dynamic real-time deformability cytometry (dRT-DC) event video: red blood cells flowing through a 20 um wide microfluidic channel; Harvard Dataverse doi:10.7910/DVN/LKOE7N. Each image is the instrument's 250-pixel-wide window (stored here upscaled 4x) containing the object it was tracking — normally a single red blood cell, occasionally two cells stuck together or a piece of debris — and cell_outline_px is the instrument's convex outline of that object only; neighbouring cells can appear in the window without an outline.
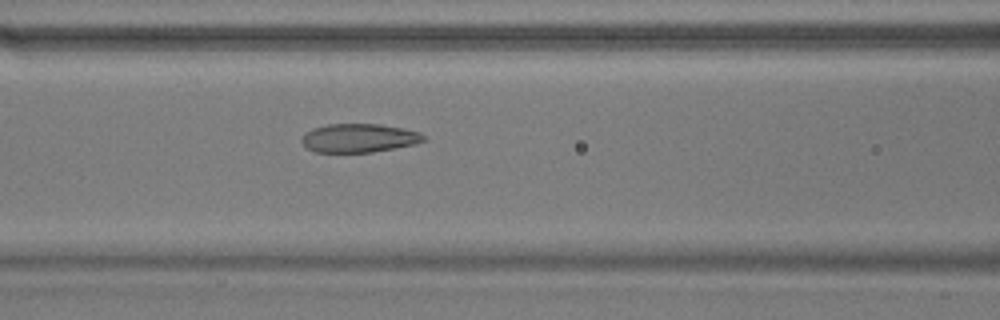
{"species": "common noctule bat (a hibernating species)", "species_latin": "Nyctalus noctula", "temperature_condition": "warm", "stored_images_in_passage": 41, "camera_frame_rate_fps": 3000, "um_per_image_px": 0.085, "animal": {"sex": "male", "body_mass_g": 17.9}, "frame": {"image": 1, "passage_image": 9, "time_ms": 2.667, "image_size_px": [1000, 320], "cell_outline_px": [[424, 140], [416, 144], [372, 152], [316, 152], [308, 148], [300, 140], [304, 132], [312, 128], [328, 124], [380, 124], [404, 128], [420, 132], [424, 136]], "centroid_in_image_um": [30.5, 11.72], "position_along_channel_um": 136.1, "area_um2": 20.4}}
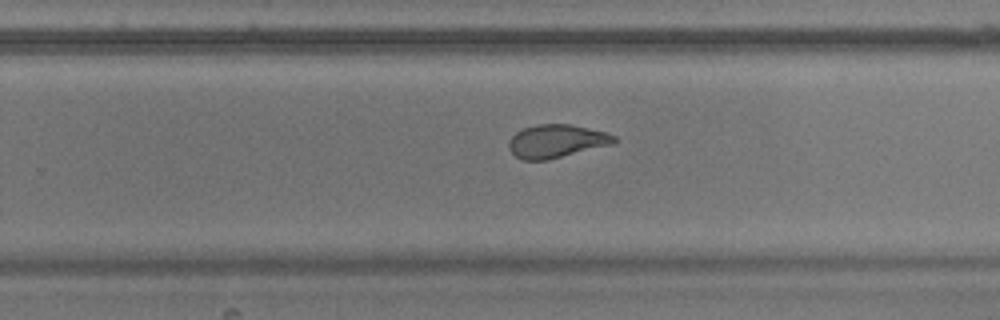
{"frame": {"image": 2, "passage_image": 21, "time_ms": 6.667, "image_size_px": [1000, 320], "cell_outline_px": [[616, 140], [612, 144], [548, 160], [520, 160], [508, 148], [508, 144], [512, 136], [516, 132], [524, 128], [536, 124], [572, 124], [608, 132], [616, 136]], "centroid_in_image_um": [47.3, 11.99], "position_along_channel_um": 282.5, "area_um2": 20.46}}
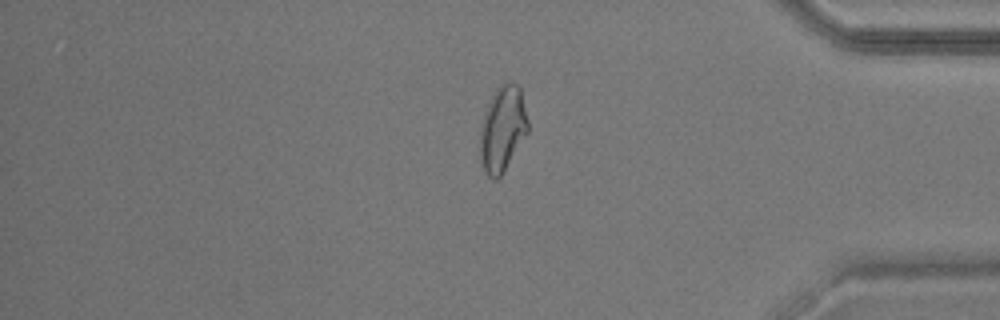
{"frame": {"image": 3, "passage_image": 32, "time_ms": 10.333, "image_size_px": [1000, 320], "cell_outline_px": [[528, 132], [504, 172], [496, 180], [492, 180], [484, 172], [480, 160], [480, 128], [488, 104], [496, 88], [500, 84], [516, 84], [520, 88], [528, 120]], "centroid_in_image_um": [42.71, 11.01], "position_along_channel_um": 392.5, "area_um2": 23.76}, "authors_computed_cell_mechanics": {"area_um2": 21.4438, "velocity_mm_per_s": 3.6743, "shape_relaxation_time_tau1_ms": null, "shape_relaxation_time_tau2_ms": 1.4061, "deformation_change_tau1": null, "deformation_change_tau2": 0.0828}}